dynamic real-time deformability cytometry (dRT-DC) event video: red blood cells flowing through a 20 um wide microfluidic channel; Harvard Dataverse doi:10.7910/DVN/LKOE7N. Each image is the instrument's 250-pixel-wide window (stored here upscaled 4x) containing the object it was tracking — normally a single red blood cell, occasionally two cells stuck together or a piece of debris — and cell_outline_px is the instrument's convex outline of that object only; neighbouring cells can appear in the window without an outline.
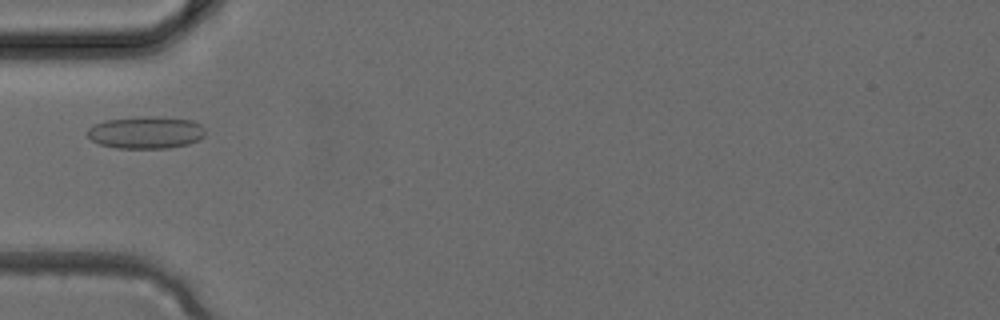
{"species": "common noctule bat (a hibernating species)", "species_latin": "Nyctalus noctula", "temperature_condition": "cold", "stored_images_in_passage": 1, "camera_frame_rate_fps": 3000, "um_per_image_px": 0.085, "animal": {"sex": "female", "body_mass_g": 24.6, "forearm_length_mm": 56.2}, "frame": {"image": 1, "passage_image": 1, "time_ms": 0.0, "image_size_px": [1000, 320], "cell_outline_px": [[204, 136], [200, 140], [188, 144], [168, 148], [116, 148], [100, 144], [92, 140], [88, 136], [88, 128], [104, 120], [140, 116], [160, 116], [192, 120], [200, 124], [204, 128]], "centroid_in_image_um": [12.43, 11.25], "position_along_channel_um": 72.6, "area_um2": 22.31}}